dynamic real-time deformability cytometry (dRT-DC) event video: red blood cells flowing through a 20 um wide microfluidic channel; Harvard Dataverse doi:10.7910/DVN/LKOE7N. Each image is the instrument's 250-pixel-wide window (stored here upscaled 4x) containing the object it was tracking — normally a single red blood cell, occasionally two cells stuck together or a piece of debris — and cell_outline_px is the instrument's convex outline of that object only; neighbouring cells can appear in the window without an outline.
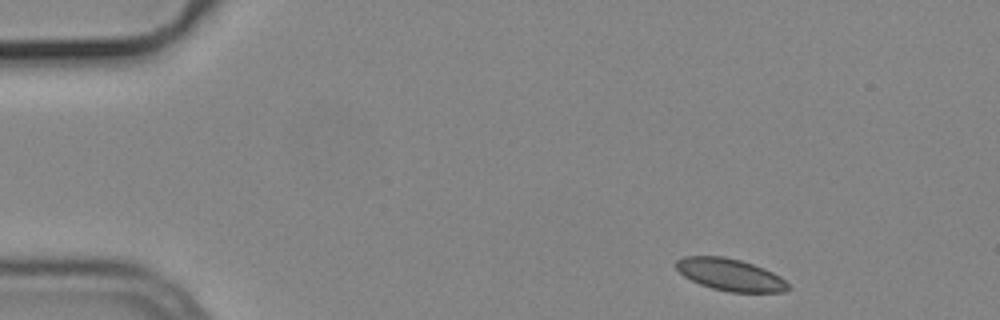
{"species": "common noctule bat (a hibernating species)", "species_latin": "Nyctalus noctula", "temperature_condition": "cold", "stored_images_in_passage": 48, "camera_frame_rate_fps": 3000, "um_per_image_px": 0.085, "animal": {"sex": "male", "body_mass_g": 19.2, "forearm_length_mm": 51.8}, "frame": {"image": 1, "passage_image": 1, "time_ms": 0.0, "image_size_px": [1000, 320], "cell_outline_px": [[788, 288], [784, 292], [728, 292], [712, 288], [700, 284], [684, 276], [676, 268], [676, 260], [684, 256], [724, 256], [740, 260], [764, 268], [780, 276], [788, 284]], "centroid_in_image_um": [62.05, 23.34], "position_along_channel_um": 22.9, "area_um2": 20.81}}
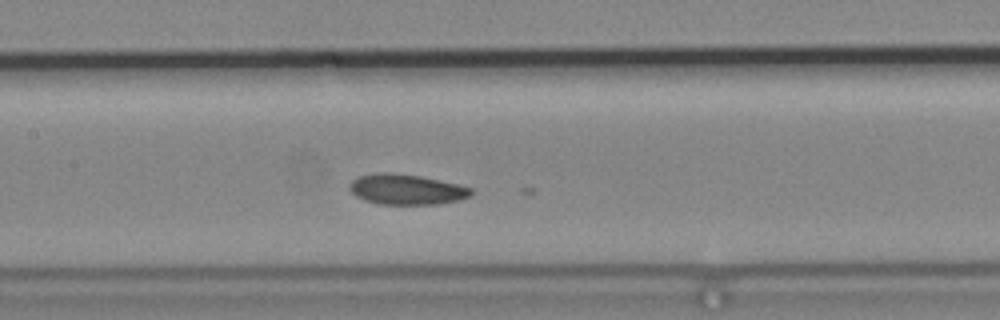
{"frame": {"image": 2, "passage_image": 20, "time_ms": 6.333, "image_size_px": [1000, 320], "cell_outline_px": [[472, 196], [456, 200], [436, 204], [380, 204], [364, 200], [356, 196], [348, 188], [352, 180], [360, 176], [380, 172], [392, 172], [420, 176], [456, 184], [472, 188]], "centroid_in_image_um": [34.52, 16.1], "position_along_channel_um": 172.9, "area_um2": 21.33}}
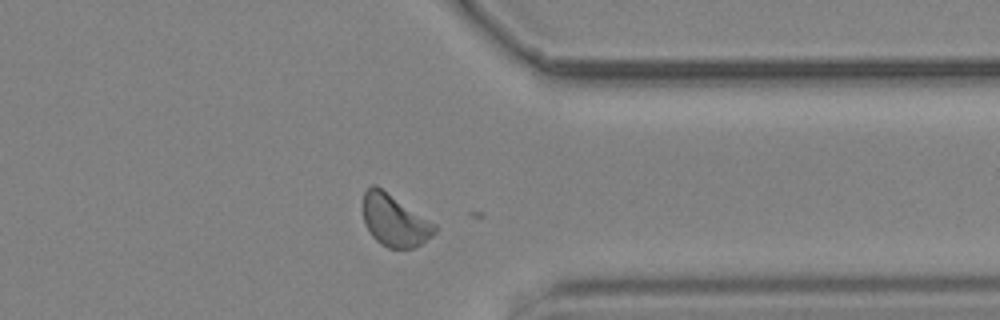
{"frame": {"image": 3, "passage_image": 37, "time_ms": 12.0, "image_size_px": [1000, 320], "cell_outline_px": [[436, 232], [432, 236], [420, 244], [412, 248], [388, 248], [380, 244], [372, 236], [364, 220], [364, 192], [372, 184], [376, 184], [436, 224]], "centroid_in_image_um": [33.55, 18.74], "position_along_channel_um": 377.9, "area_um2": 21.44}}